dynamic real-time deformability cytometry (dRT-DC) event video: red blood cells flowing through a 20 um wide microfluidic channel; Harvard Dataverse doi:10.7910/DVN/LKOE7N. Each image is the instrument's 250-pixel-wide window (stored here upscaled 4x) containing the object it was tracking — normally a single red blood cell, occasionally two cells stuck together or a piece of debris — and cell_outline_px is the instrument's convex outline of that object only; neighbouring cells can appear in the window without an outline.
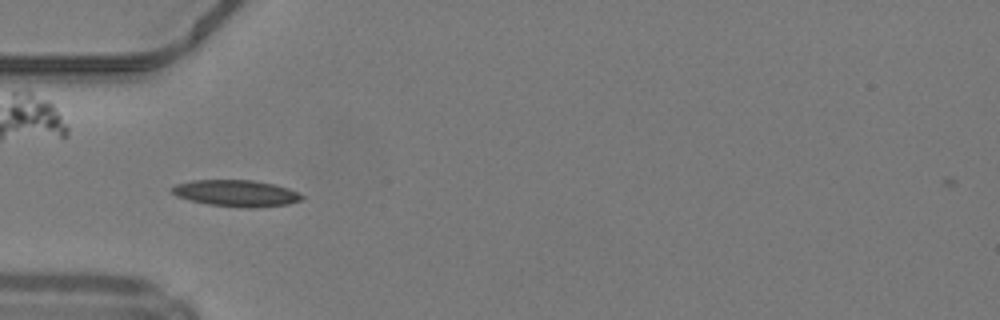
{"species": "common noctule bat (a hibernating species)", "species_latin": "Nyctalus noctula", "temperature_condition": "warm", "stored_images_in_passage": 9, "camera_frame_rate_fps": 3000, "um_per_image_px": 0.085, "animal": {"sex": "male", "body_mass_g": 19.2, "forearm_length_mm": 51.8}, "frame": {"image": 1, "passage_image": 3, "time_ms": 0.667, "image_size_px": [1000, 320], "cell_outline_px": [[304, 200], [288, 204], [252, 208], [244, 208], [208, 204], [176, 196], [172, 192], [172, 188], [176, 184], [192, 180], [252, 180], [276, 184], [300, 192], [304, 196]], "centroid_in_image_um": [20.15, 16.42], "position_along_channel_um": 64.9, "area_um2": 20.17}}